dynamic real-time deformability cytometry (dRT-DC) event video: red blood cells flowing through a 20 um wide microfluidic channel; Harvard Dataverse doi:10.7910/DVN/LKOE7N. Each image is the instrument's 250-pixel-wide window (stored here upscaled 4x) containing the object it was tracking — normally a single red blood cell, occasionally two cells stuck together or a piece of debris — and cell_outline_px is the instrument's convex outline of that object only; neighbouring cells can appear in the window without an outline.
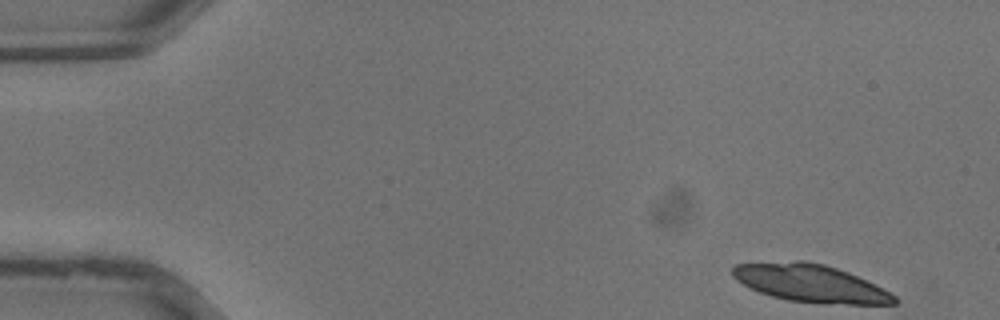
{"species": "common noctule bat (a hibernating species)", "species_latin": "Nyctalus noctula", "temperature_condition": "warm", "stored_images_in_passage": 34, "segment_of_instrument_passage": [1, 2], "camera_frame_rate_fps": 3000, "um_per_image_px": 0.085, "animal": {"sex": "male", "body_mass_g": 13.3}, "frame": {"image": 1, "passage_image": 1, "time_ms": 0.0, "image_size_px": [1000, 320], "cell_outline_px": [[900, 300], [896, 304], [824, 304], [788, 300], [772, 296], [760, 292], [736, 280], [732, 276], [732, 268], [736, 264], [796, 260], [804, 260], [824, 264], [848, 272], [896, 296]], "centroid_in_image_um": [68.87, 24.08], "position_along_channel_um": 16.1, "area_um2": 35.26}}